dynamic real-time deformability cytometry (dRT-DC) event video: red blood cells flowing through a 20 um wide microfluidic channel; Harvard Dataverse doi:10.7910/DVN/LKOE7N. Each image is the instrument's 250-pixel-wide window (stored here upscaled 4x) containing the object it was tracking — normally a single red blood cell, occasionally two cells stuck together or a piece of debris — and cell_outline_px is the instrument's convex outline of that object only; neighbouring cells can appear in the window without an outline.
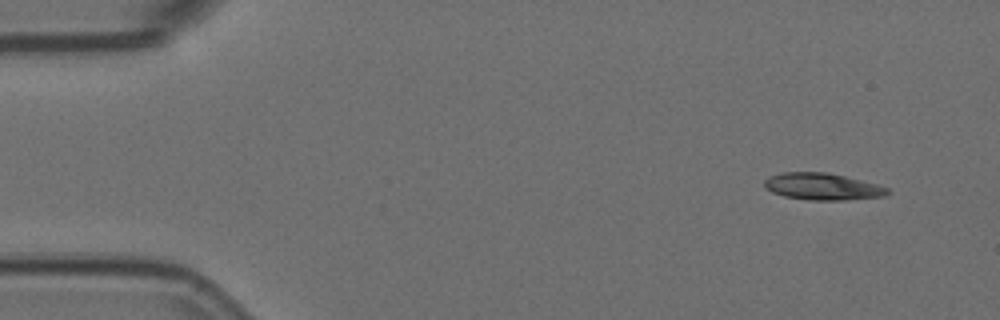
{"species": "Egyptian fruit bat (a non-hibernating species)", "species_latin": "Rousettus aegyptiacus", "temperature_condition": "room temperature", "stored_images_in_passage": 12, "camera_frame_rate_fps": 3000, "um_per_image_px": 0.085, "animal": {"sex": "female"}, "frame": {"image": 1, "passage_image": 1, "time_ms": 0.0, "image_size_px": [1000, 320], "cell_outline_px": [[892, 192], [884, 196], [844, 200], [808, 200], [784, 196], [772, 192], [764, 188], [764, 180], [768, 176], [780, 172], [824, 172], [844, 176], [876, 184], [888, 188]], "centroid_in_image_um": [69.87, 15.86], "position_along_channel_um": 15.1, "area_um2": 19.31}}
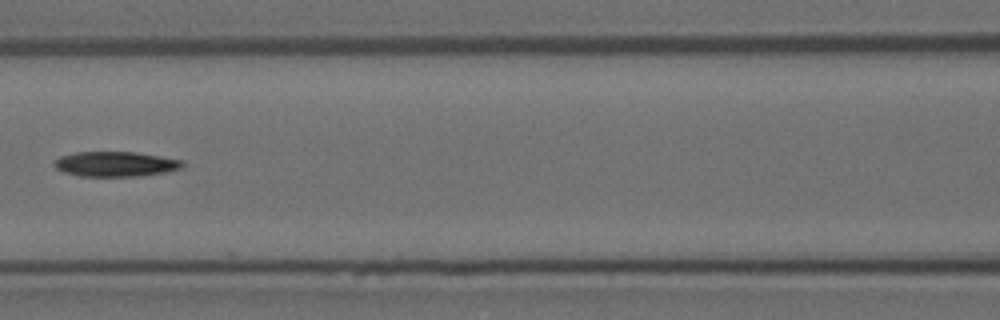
{"frame": {"image": 2, "passage_image": 6, "time_ms": 1.667, "image_size_px": [1000, 320], "cell_outline_px": [[184, 168], [164, 172], [140, 176], [80, 176], [64, 172], [56, 168], [52, 164], [60, 156], [76, 152], [136, 152], [184, 160]], "centroid_in_image_um": [9.84, 13.94], "position_along_channel_um": 156.8, "area_um2": 18.73}}
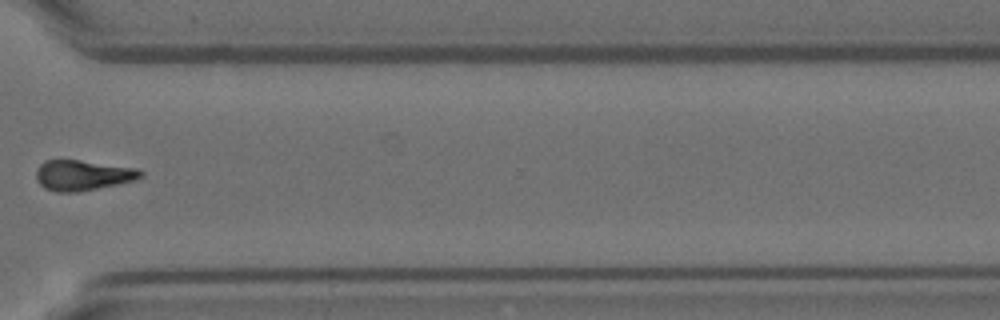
{"frame": {"image": 3, "passage_image": 11, "time_ms": 3.333, "image_size_px": [1000, 320], "cell_outline_px": [[144, 176], [136, 180], [120, 184], [76, 192], [56, 192], [44, 188], [36, 180], [36, 172], [40, 164], [44, 160], [80, 160], [140, 168], [144, 172]], "centroid_in_image_um": [7.08, 14.89], "position_along_channel_um": 363.5, "area_um2": 18.79}}